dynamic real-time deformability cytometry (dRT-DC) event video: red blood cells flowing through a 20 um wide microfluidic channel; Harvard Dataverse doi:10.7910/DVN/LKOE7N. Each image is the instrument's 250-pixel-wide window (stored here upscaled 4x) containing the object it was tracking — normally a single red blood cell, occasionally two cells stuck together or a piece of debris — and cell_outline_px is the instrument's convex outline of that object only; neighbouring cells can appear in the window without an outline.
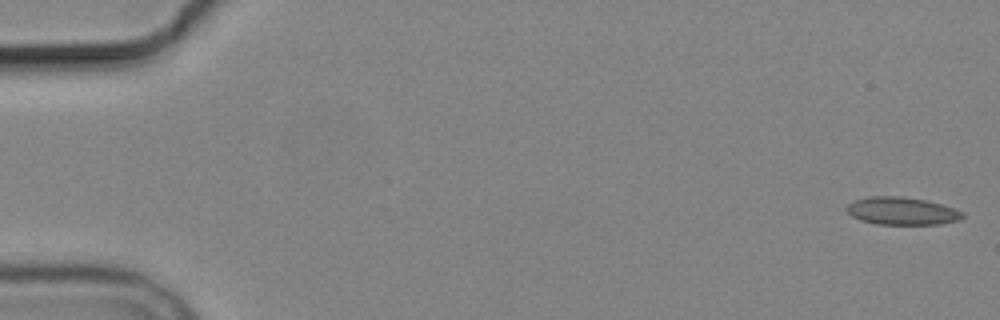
{"species": "common noctule bat (a hibernating species)", "species_latin": "Nyctalus noctula", "temperature_condition": "cold", "stored_images_in_passage": 5, "camera_frame_rate_fps": 3000, "um_per_image_px": 0.085, "animal": {"sex": "male", "body_mass_g": 19.2, "forearm_length_mm": 51.8}, "frame": {"image": 1, "passage_image": 1, "time_ms": 0.0, "image_size_px": [1000, 320], "cell_outline_px": [[964, 216], [960, 220], [940, 224], [876, 224], [860, 220], [852, 216], [848, 212], [848, 204], [856, 200], [868, 196], [900, 196], [924, 200], [940, 204], [964, 212]], "centroid_in_image_um": [76.67, 17.94], "position_along_channel_um": 8.3, "area_um2": 18.5}}
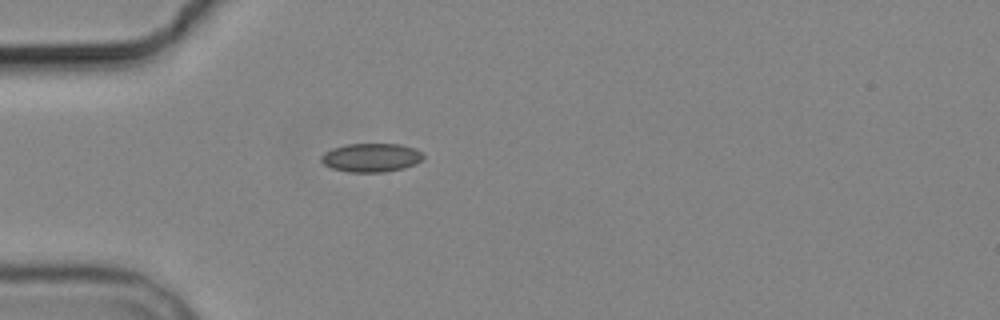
{"frame": {"image": 2, "passage_image": 5, "time_ms": 21.667, "image_size_px": [1000, 320], "cell_outline_px": [[424, 156], [416, 164], [404, 168], [384, 172], [348, 172], [332, 168], [324, 164], [320, 160], [320, 156], [324, 152], [332, 148], [344, 144], [400, 144], [416, 148], [424, 152]], "centroid_in_image_um": [31.56, 13.39], "position_along_channel_um": 53.4, "area_um2": 17.28}}